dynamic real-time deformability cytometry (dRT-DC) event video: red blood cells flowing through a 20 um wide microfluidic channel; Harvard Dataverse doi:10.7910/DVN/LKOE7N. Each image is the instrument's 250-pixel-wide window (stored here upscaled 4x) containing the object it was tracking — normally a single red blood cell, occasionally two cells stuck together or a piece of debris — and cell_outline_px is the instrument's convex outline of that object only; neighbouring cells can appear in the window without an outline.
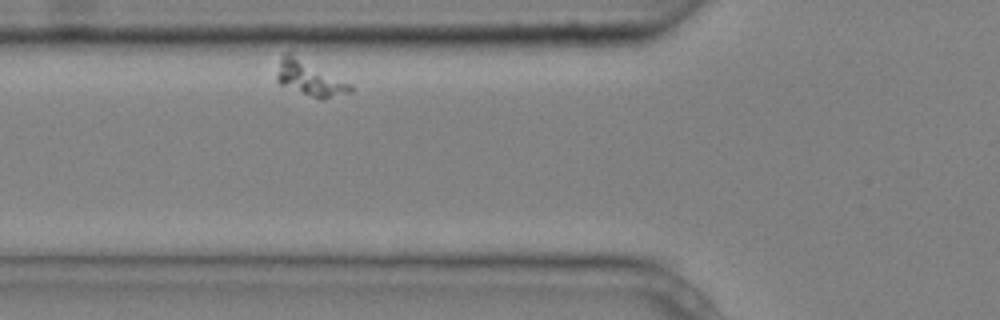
{"species": "common noctule bat (a hibernating species)", "species_latin": "Nyctalus noctula", "temperature_condition": "cold", "stored_images_in_passage": 2, "camera_frame_rate_fps": 3000, "um_per_image_px": 0.085, "animal": {"sex": "male", "body_mass_g": 20.4}, "frame": {"image": 1, "passage_image": 2, "time_ms": 0.333, "image_size_px": [1000, 320], "cell_outline_px": [[352, 92], [328, 96], [312, 96], [280, 84], [276, 80], [276, 76], [280, 56], [284, 52], [292, 48], [352, 84]], "centroid_in_image_um": [26.27, 6.47], "position_along_channel_um": 99.5, "area_um2": 15.61}}